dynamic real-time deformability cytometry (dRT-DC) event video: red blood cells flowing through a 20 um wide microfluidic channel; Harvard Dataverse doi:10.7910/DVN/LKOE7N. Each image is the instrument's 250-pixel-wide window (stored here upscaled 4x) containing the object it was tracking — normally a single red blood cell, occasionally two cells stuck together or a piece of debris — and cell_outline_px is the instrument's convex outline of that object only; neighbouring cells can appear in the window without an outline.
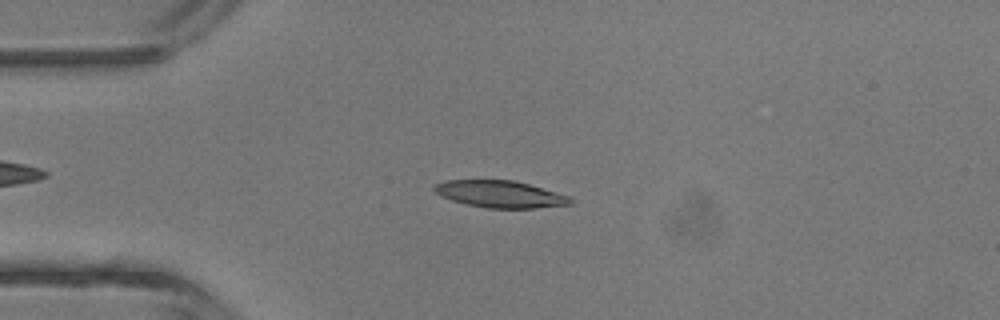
{"species": "common noctule bat (a hibernating species)", "species_latin": "Nyctalus noctula", "temperature_condition": "room temperature", "stored_images_in_passage": 2, "camera_frame_rate_fps": 3000, "um_per_image_px": 0.085, "animal": {"sex": "male", "body_mass_g": 13.3}, "frame": {"image": 1, "passage_image": 2, "time_ms": 1.0, "image_size_px": [1000, 320], "cell_outline_px": [[572, 204], [536, 208], [488, 208], [468, 204], [452, 200], [440, 196], [432, 188], [436, 184], [444, 180], [516, 180], [568, 196], [572, 200]], "centroid_in_image_um": [42.49, 16.49], "position_along_channel_um": 42.5, "area_um2": 21.21}}